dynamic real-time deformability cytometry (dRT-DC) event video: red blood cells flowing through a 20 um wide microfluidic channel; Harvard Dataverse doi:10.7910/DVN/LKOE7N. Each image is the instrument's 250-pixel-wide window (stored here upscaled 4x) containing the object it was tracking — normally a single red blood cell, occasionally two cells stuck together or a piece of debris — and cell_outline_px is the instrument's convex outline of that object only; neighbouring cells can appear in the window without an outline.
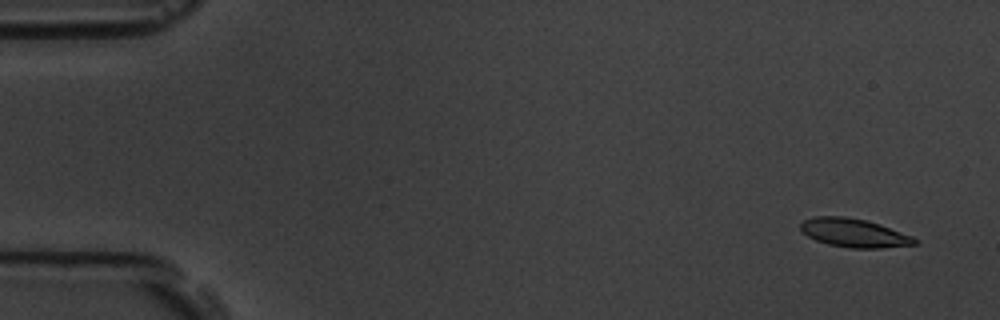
{"species": "common noctule bat (a hibernating species)", "species_latin": "Nyctalus noctula", "temperature_condition": "room temperature", "stored_images_in_passage": 5, "camera_frame_rate_fps": 3000, "um_per_image_px": 0.085, "animal": {"sex": "male", "body_mass_g": 19.5, "forearm_length_mm": 54.6}, "frame": {"image": 1, "passage_image": 1, "time_ms": 0.0, "image_size_px": [1000, 320], "cell_outline_px": [[920, 244], [880, 248], [848, 248], [828, 244], [816, 240], [808, 236], [800, 228], [800, 224], [804, 220], [816, 216], [844, 216], [868, 220], [880, 224], [912, 236], [920, 240]], "centroid_in_image_um": [72.64, 19.8], "position_along_channel_um": 12.4, "area_um2": 19.13}}
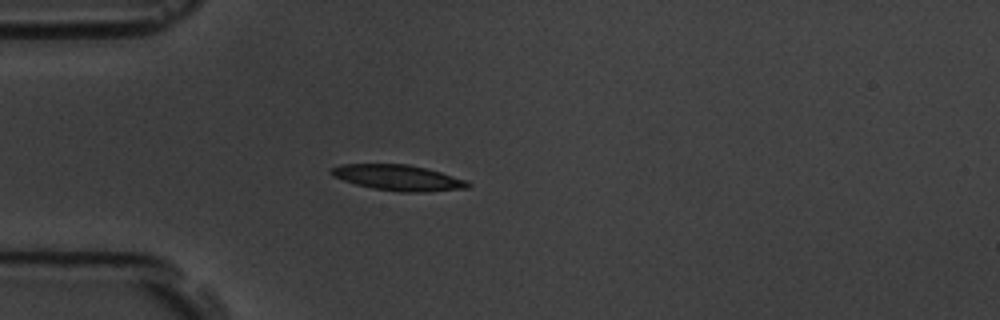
{"frame": {"image": 2, "passage_image": 5, "time_ms": 4.333, "image_size_px": [1000, 320], "cell_outline_px": [[472, 184], [468, 188], [424, 192], [400, 192], [372, 188], [356, 184], [332, 176], [328, 172], [332, 168], [340, 164], [408, 164], [440, 172], [468, 180]], "centroid_in_image_um": [33.85, 15.1], "position_along_channel_um": 51.1, "area_um2": 20.46}}